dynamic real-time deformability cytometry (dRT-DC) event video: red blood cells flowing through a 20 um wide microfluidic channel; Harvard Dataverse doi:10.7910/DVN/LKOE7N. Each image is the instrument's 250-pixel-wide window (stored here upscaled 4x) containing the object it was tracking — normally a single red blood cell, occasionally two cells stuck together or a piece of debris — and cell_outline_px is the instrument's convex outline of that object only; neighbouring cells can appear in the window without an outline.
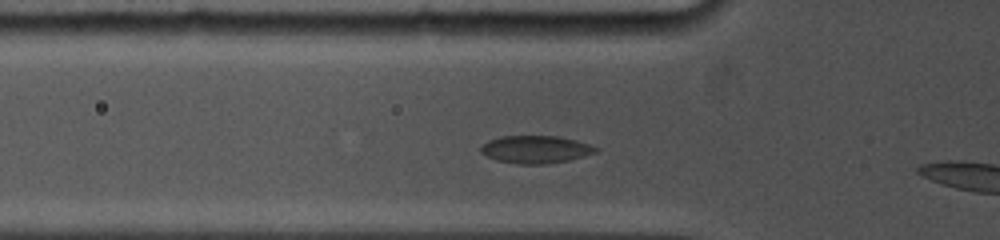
{"species": "common noctule bat (a hibernating species)", "species_latin": "Nyctalus noctula", "temperature_condition": "cold", "stored_images_in_passage": 5, "camera_frame_rate_fps": 5000, "um_per_image_px": 0.085, "animal": {"sex": "female", "body_mass_g": 19.0, "forearm_length_mm": 53.3}, "frame": {"image": 1, "passage_image": 4, "time_ms": 2.2, "image_size_px": [1000, 240], "cell_outline_px": [[600, 148], [596, 152], [584, 156], [568, 160], [544, 164], [516, 164], [496, 160], [480, 152], [480, 148], [488, 140], [500, 136], [560, 136], [576, 140]], "centroid_in_image_um": [45.53, 12.69], "position_along_channel_um": 80.3, "area_um2": 18.5}}